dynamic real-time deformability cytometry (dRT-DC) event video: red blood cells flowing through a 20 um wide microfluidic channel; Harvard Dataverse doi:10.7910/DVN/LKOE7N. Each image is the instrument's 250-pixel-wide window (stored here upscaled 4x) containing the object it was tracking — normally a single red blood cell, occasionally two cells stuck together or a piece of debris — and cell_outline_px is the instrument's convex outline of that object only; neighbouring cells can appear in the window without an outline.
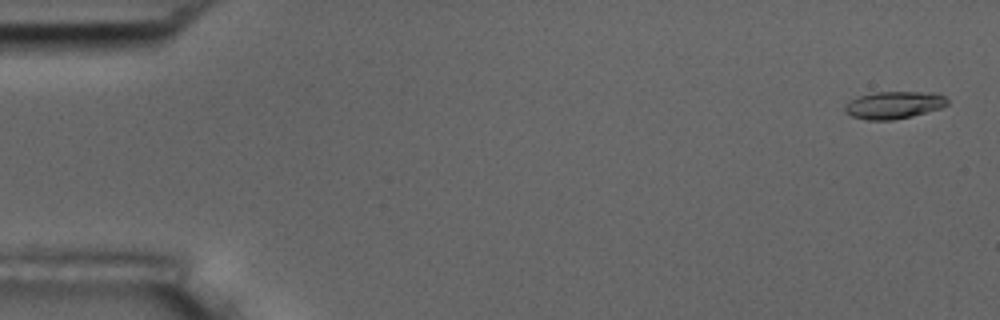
{"species": "common noctule bat (a hibernating species)", "species_latin": "Nyctalus noctula", "temperature_condition": "room temperature", "stored_images_in_passage": 55, "camera_frame_rate_fps": 3000, "um_per_image_px": 0.085, "animal": {"sex": "male", "body_mass_g": 17.5, "forearm_length_mm": 52.3}, "frame": {"image": 1, "passage_image": 2, "time_ms": 0.333, "image_size_px": [1000, 320], "cell_outline_px": [[948, 104], [940, 108], [912, 116], [892, 120], [868, 120], [852, 116], [844, 112], [844, 104], [860, 96], [876, 92], [936, 92], [944, 96], [948, 100]], "centroid_in_image_um": [75.99, 8.92], "position_along_channel_um": 9.0, "area_um2": 16.3}}
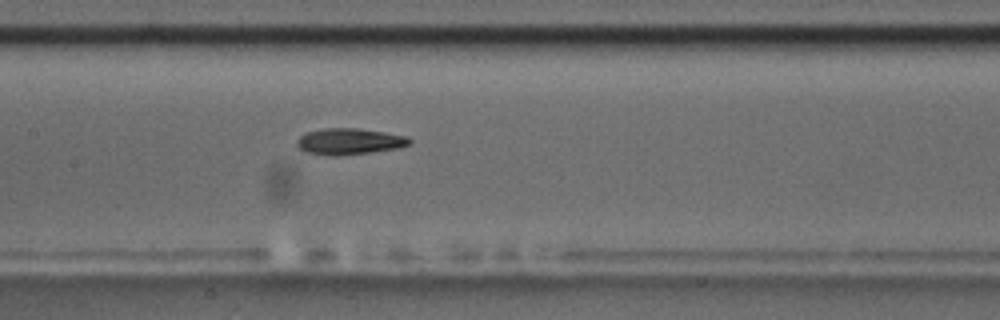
{"frame": {"image": 2, "passage_image": 27, "time_ms": 8.667, "image_size_px": [1000, 320], "cell_outline_px": [[412, 144], [396, 148], [368, 152], [336, 156], [332, 156], [304, 152], [296, 144], [296, 140], [300, 136], [308, 132], [324, 128], [360, 128], [408, 136], [412, 140]], "centroid_in_image_um": [29.7, 12.01], "position_along_channel_um": 177.7, "area_um2": 17.22}}
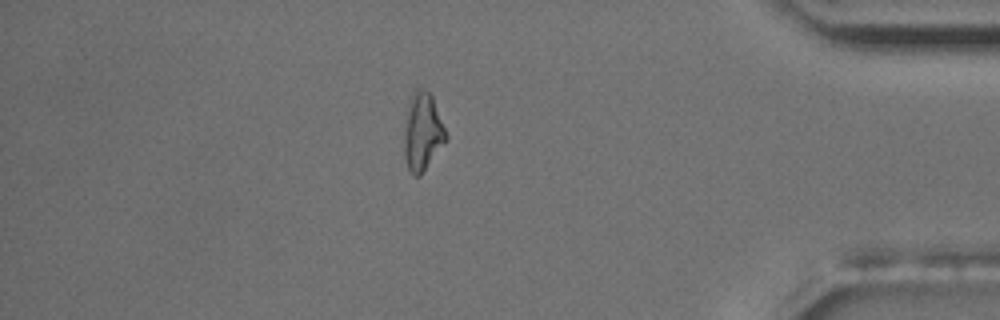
{"frame": {"image": 3, "passage_image": 48, "time_ms": 15.667, "image_size_px": [1000, 320], "cell_outline_px": [[448, 136], [420, 176], [412, 176], [408, 168], [404, 156], [404, 112], [408, 100], [412, 92], [416, 88], [428, 92], [432, 96]], "centroid_in_image_um": [35.86, 11.17], "position_along_channel_um": 399.3, "area_um2": 19.02}, "authors_computed_cell_mechanics": {"area_um2": 16.762, "velocity_mm_per_s": 3.6731, "shape_relaxation_time_tau1_ms": 5.4184, "shape_relaxation_time_tau2_ms": 6.8681, "deformation_change_tau1": 0.1861, "deformation_change_tau2": 0.1686}}